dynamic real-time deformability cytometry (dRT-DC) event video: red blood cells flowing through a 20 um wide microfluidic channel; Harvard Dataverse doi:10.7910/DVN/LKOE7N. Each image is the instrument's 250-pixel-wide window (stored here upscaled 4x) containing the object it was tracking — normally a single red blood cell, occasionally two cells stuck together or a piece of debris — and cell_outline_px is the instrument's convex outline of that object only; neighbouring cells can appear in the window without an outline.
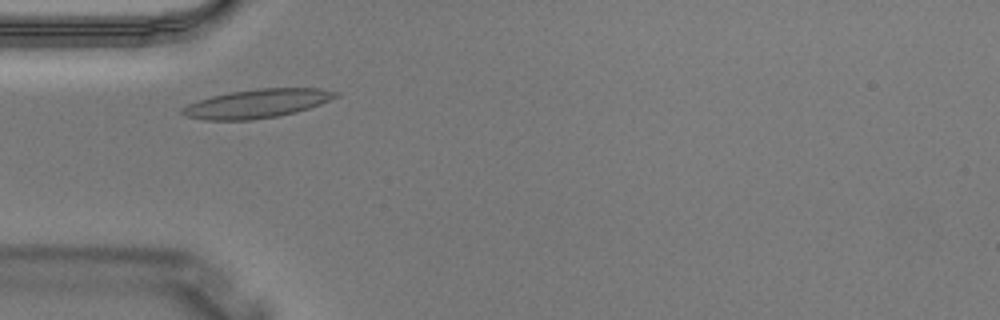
{"species": "Egyptian fruit bat (a non-hibernating species)", "species_latin": "Rousettus aegyptiacus", "temperature_condition": "warm", "stored_images_in_passage": 3, "camera_frame_rate_fps": 3000, "um_per_image_px": 0.085, "animal": {"sex": "male"}, "frame": {"image": 1, "passage_image": 2, "time_ms": 0.333, "image_size_px": [1000, 320], "cell_outline_px": [[340, 96], [320, 104], [296, 112], [280, 116], [252, 120], [204, 120], [184, 116], [180, 112], [180, 108], [188, 104], [212, 96], [232, 92], [260, 88], [320, 88], [340, 92]], "centroid_in_image_um": [21.87, 8.81], "position_along_channel_um": 63.1, "area_um2": 25.78}}